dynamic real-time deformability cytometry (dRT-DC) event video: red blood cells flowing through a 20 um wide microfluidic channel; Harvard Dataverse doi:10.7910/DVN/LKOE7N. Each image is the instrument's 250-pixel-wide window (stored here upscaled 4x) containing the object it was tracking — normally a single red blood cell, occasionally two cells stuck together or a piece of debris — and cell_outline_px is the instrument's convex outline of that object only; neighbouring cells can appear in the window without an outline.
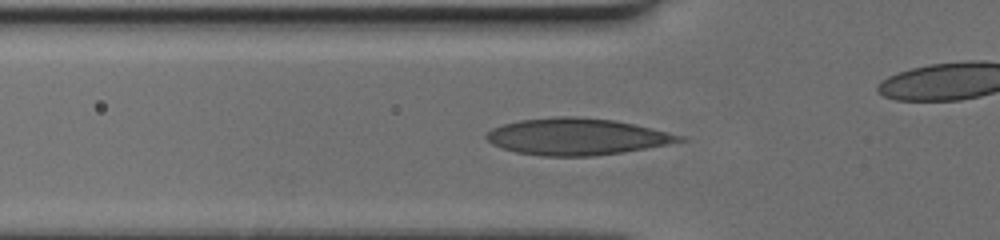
{"species": "human", "species_latin": "Homo sapiens", "temperature_condition": "cold", "stored_images_in_passage": 28, "camera_frame_rate_fps": 3000, "um_per_image_px": 0.085, "donor": {"sex": "female"}, "frame": {"image": 1, "passage_image": 2, "time_ms": 0.333, "image_size_px": [1000, 240], "cell_outline_px": [[688, 140], [668, 144], [620, 152], [592, 156], [544, 156], [516, 152], [492, 144], [484, 136], [492, 128], [504, 124], [520, 120], [556, 116], [572, 116], [612, 120], [652, 128], [684, 136]], "centroid_in_image_um": [49.01, 11.61], "position_along_channel_um": 76.8, "area_um2": 40.81}}
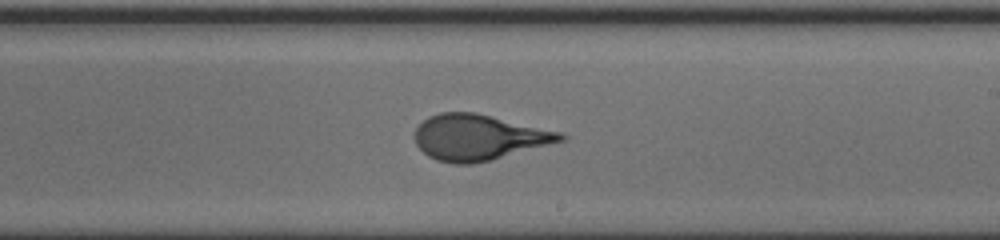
{"frame": {"image": 2, "passage_image": 15, "time_ms": 4.667, "image_size_px": [1000, 240], "cell_outline_px": [[568, 136], [564, 140], [492, 160], [472, 164], [456, 164], [436, 160], [428, 156], [416, 144], [416, 128], [428, 116], [440, 112], [476, 112], [560, 132]], "centroid_in_image_um": [40.67, 11.67], "position_along_channel_um": 248.3, "area_um2": 38.55}}
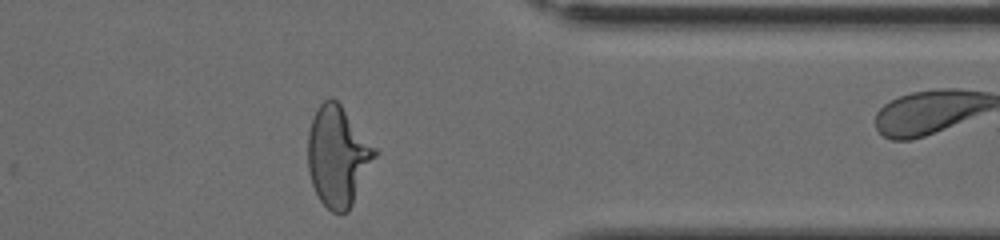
{"frame": {"image": 3, "passage_image": 26, "time_ms": 8.333, "image_size_px": [1000, 240], "cell_outline_px": [[380, 152], [348, 212], [332, 212], [320, 200], [312, 184], [308, 168], [308, 132], [312, 116], [316, 108], [324, 100], [332, 96], [340, 104]], "centroid_in_image_um": [28.73, 13.25], "position_along_channel_um": 382.7, "area_um2": 39.36}}